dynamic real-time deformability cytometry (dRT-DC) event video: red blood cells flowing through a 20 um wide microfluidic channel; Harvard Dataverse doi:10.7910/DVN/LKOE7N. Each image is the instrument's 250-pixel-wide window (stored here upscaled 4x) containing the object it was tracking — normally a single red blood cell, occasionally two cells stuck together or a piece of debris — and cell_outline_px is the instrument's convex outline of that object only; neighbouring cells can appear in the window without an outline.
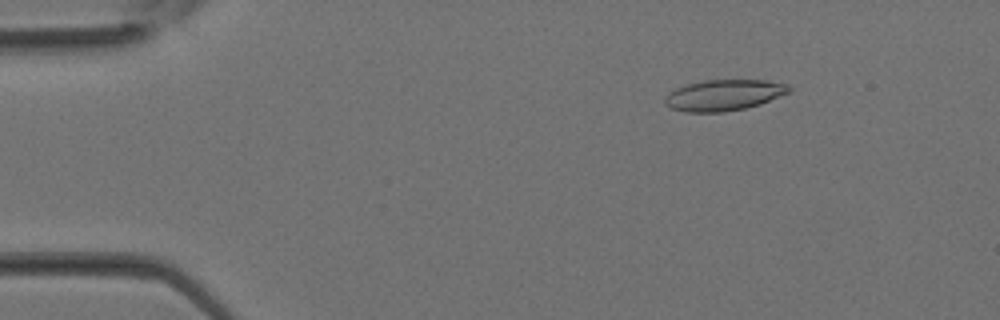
{"species": "Egyptian fruit bat (a non-hibernating species)", "species_latin": "Rousettus aegyptiacus", "temperature_condition": "room temperature", "stored_images_in_passage": 36, "camera_frame_rate_fps": 3000, "um_per_image_px": 0.085, "animal": {"sex": "female"}, "frame": {"image": 1, "passage_image": 6, "time_ms": 1.667, "image_size_px": [1000, 320], "cell_outline_px": [[784, 92], [756, 104], [740, 108], [708, 112], [700, 112], [680, 108], [684, 88], [696, 84], [724, 80], [752, 80], [772, 84]], "centroid_in_image_um": [61.76, 8.08], "position_along_channel_um": 23.2, "area_um2": 17.34}}
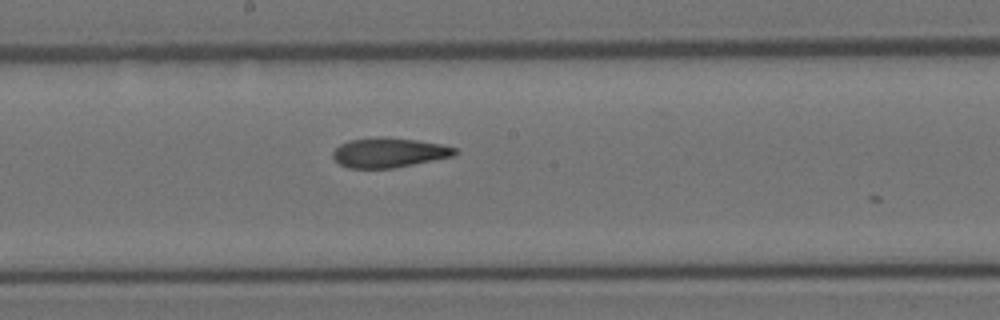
{"frame": {"image": 2, "passage_image": 20, "time_ms": 6.333, "image_size_px": [1000, 320], "cell_outline_px": [[452, 152], [444, 156], [384, 168], [360, 168], [344, 164], [336, 156], [336, 152], [344, 144], [360, 140], [404, 140], [432, 144], [452, 148]], "centroid_in_image_um": [32.98, 13.01], "position_along_channel_um": 215.2, "area_um2": 17.4}}
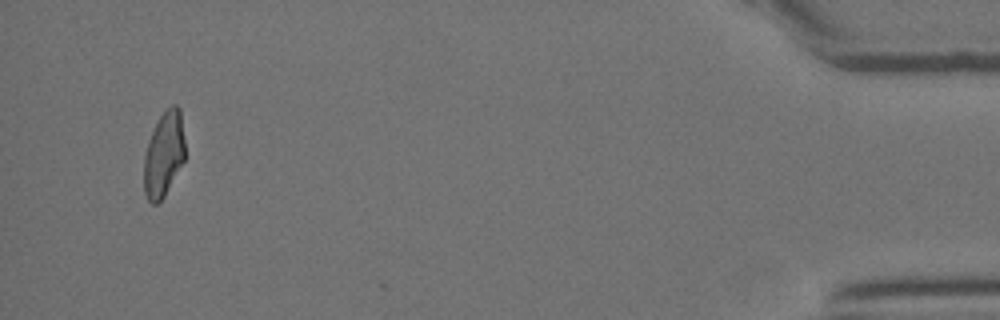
{"frame": {"image": 3, "passage_image": 35, "time_ms": 11.333, "image_size_px": [1000, 320], "cell_outline_px": [[184, 160], [160, 200], [152, 200], [148, 196], [144, 184], [144, 168], [148, 148], [152, 136], [160, 120], [164, 116], [176, 108], [180, 116], [184, 144]], "centroid_in_image_um": [13.94, 13.21], "position_along_channel_um": 421.3, "area_um2": 17.8}}